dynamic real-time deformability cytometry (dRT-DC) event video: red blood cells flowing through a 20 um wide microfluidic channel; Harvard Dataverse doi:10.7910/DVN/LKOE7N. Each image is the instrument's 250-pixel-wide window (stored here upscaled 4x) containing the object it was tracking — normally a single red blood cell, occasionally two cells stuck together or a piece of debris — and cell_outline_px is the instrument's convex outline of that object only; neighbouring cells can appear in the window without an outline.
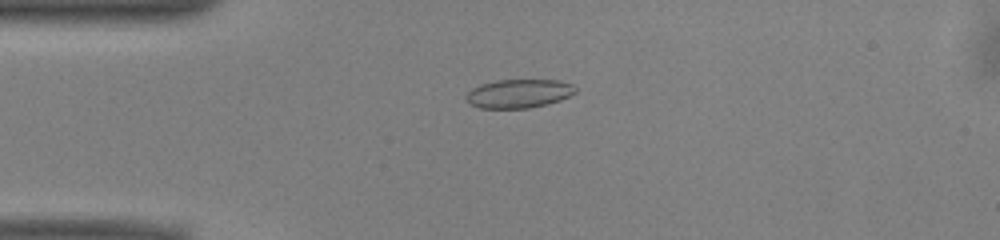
{"species": "common noctule bat (a hibernating species)", "species_latin": "Nyctalus noctula", "temperature_condition": "warm", "stored_images_in_passage": 43, "camera_frame_rate_fps": 3000, "um_per_image_px": 0.085, "animal": {"sex": "male", "body_mass_g": 13.0, "forearm_length_mm": 53.1}, "frame": {"image": 1, "passage_image": 4, "time_ms": 1.0, "image_size_px": [1000, 240], "cell_outline_px": [[576, 92], [560, 100], [548, 104], [528, 108], [480, 108], [472, 104], [464, 96], [472, 88], [480, 84], [496, 80], [560, 80], [572, 84], [576, 88]], "centroid_in_image_um": [44.11, 7.94], "position_along_channel_um": 40.9, "area_um2": 18.26}}
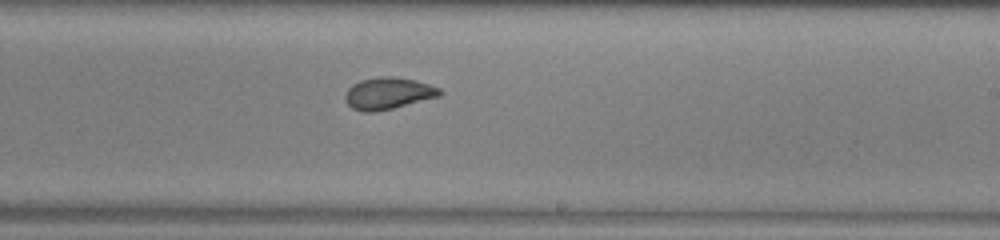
{"frame": {"image": 2, "passage_image": 22, "time_ms": 7.0, "image_size_px": [1000, 240], "cell_outline_px": [[444, 92], [440, 96], [392, 108], [372, 112], [364, 112], [352, 108], [348, 104], [344, 96], [348, 88], [352, 84], [360, 80], [380, 76], [396, 76], [416, 80], [440, 88]], "centroid_in_image_um": [33.0, 7.91], "position_along_channel_um": 256.0, "area_um2": 17.57}}
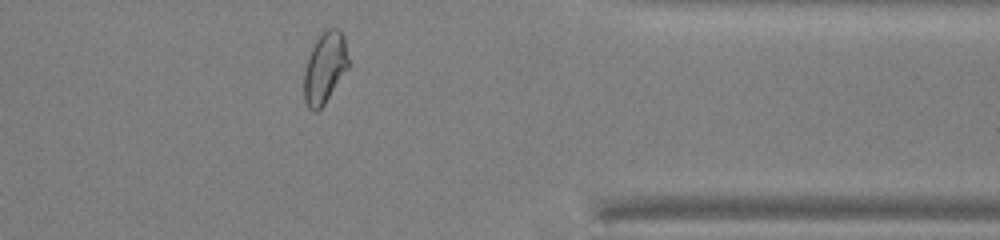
{"frame": {"image": 3, "passage_image": 33, "time_ms": 10.667, "image_size_px": [1000, 240], "cell_outline_px": [[348, 68], [324, 104], [316, 112], [312, 112], [308, 108], [304, 100], [304, 68], [312, 44], [316, 36], [324, 28], [340, 28], [344, 36], [348, 60]], "centroid_in_image_um": [27.58, 5.71], "position_along_channel_um": 383.8, "area_um2": 18.79}, "authors_computed_cell_mechanics": {"area_um2": 18.1492, "velocity_mm_per_s": 3.9551, "shape_relaxation_time_tau1_ms": 6.2715, "shape_relaxation_time_tau2_ms": 0.9544, "deformation_change_tau1": 0.1454, "deformation_change_tau2": 0.0584}}